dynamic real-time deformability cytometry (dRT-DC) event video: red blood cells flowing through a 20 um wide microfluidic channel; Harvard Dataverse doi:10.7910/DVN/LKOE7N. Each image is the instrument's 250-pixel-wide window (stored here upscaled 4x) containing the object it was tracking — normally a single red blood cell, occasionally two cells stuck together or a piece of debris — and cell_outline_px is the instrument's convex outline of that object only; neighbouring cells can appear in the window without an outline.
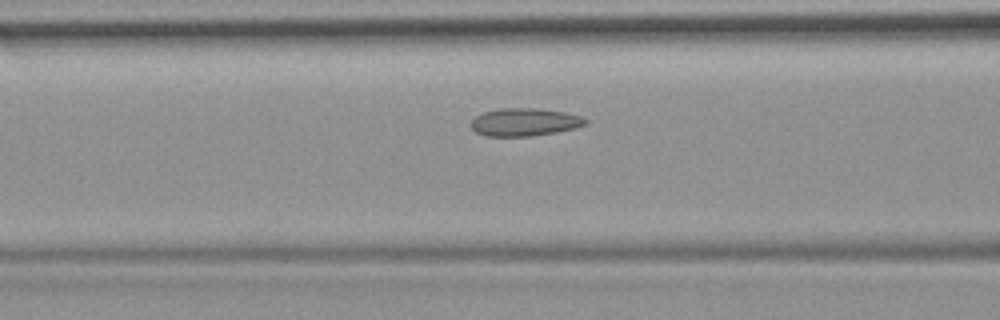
{"species": "common noctule bat (a hibernating species)", "species_latin": "Nyctalus noctula", "temperature_condition": "room temperature", "stored_images_in_passage": 37, "camera_frame_rate_fps": 3000, "um_per_image_px": 0.085, "animal": {"sex": "female", "body_mass_g": 19.9}, "frame": {"image": 1, "passage_image": 11, "time_ms": 3.333, "image_size_px": [1000, 320], "cell_outline_px": [[588, 124], [576, 128], [556, 132], [532, 136], [484, 136], [476, 132], [472, 128], [472, 120], [476, 116], [484, 112], [500, 108], [540, 108], [564, 112], [580, 116], [588, 120]], "centroid_in_image_um": [44.62, 10.38], "position_along_channel_um": 122.0, "area_um2": 18.61}}
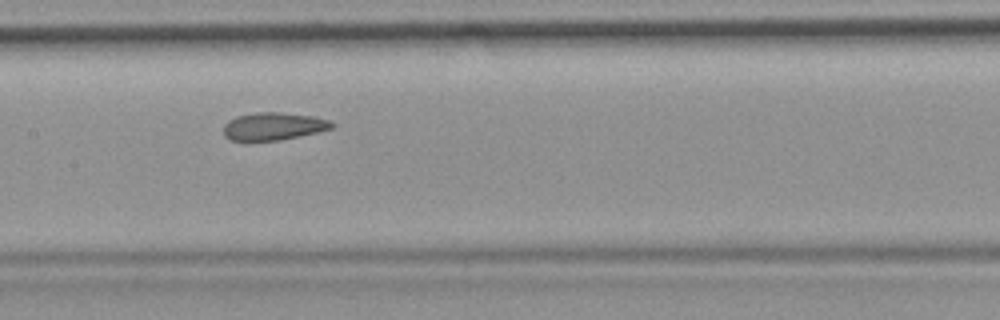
{"frame": {"image": 2, "passage_image": 16, "time_ms": 5.0, "image_size_px": [1000, 320], "cell_outline_px": [[336, 124], [332, 128], [300, 136], [280, 140], [228, 140], [224, 136], [224, 124], [228, 120], [236, 116], [256, 112], [280, 112], [312, 116], [328, 120]], "centroid_in_image_um": [23.22, 10.73], "position_along_channel_um": 184.2, "area_um2": 17.4}, "authors_computed_cell_mechanics": {"area_um2": 18.0336, "velocity_mm_per_s": 3.7381, "shape_relaxation_time_tau1_ms": null, "shape_relaxation_time_tau2_ms": 1.7939, "deformation_change_tau1": null, "deformation_change_tau2": 0.0893}}